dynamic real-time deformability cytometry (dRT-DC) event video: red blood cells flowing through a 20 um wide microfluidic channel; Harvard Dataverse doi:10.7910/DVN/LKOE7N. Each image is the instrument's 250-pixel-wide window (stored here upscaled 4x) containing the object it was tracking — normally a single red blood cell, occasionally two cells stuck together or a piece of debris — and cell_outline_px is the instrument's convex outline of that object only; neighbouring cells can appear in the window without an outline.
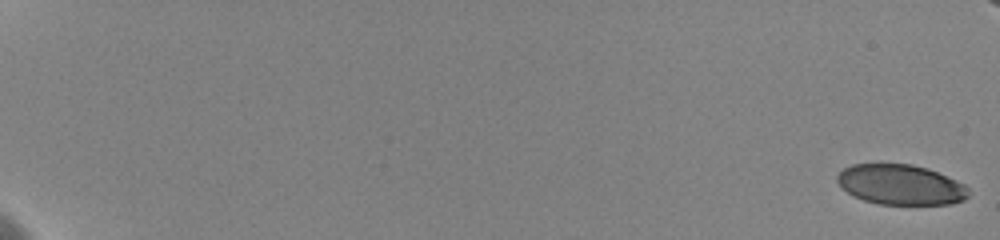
{"species": "human", "species_latin": "Homo sapiens", "temperature_condition": "cold", "stored_images_in_passage": 41, "camera_frame_rate_fps": 3000, "um_per_image_px": 0.085, "donor": {"sex": "female"}, "frame": {"image": 1, "passage_image": 1, "time_ms": 0.0, "image_size_px": [1000, 240], "cell_outline_px": [[968, 196], [964, 200], [952, 204], [880, 204], [864, 200], [852, 196], [836, 180], [836, 176], [844, 168], [852, 164], [880, 160], [912, 164], [928, 168], [956, 180], [964, 184], [968, 188]], "centroid_in_image_um": [76.52, 15.64], "position_along_channel_um": 8.5, "area_um2": 31.56}}
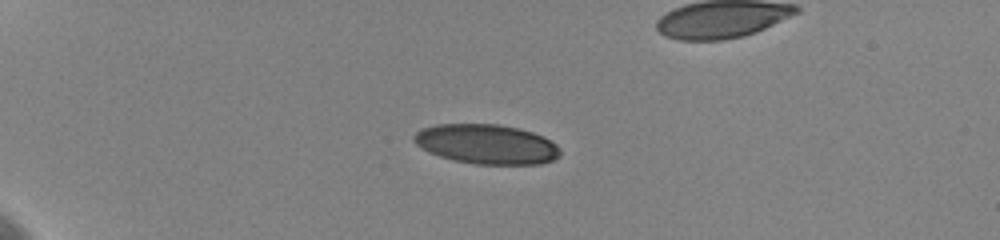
{"frame": {"image": 2, "passage_image": 30, "time_ms": 5.667, "image_size_px": [1000, 240], "cell_outline_px": [[560, 156], [552, 160], [540, 164], [476, 164], [452, 160], [440, 156], [416, 144], [412, 140], [412, 136], [420, 128], [436, 124], [500, 124], [520, 128], [544, 136], [556, 144], [560, 148]], "centroid_in_image_um": [41.37, 12.24], "position_along_channel_um": 43.6, "area_um2": 33.93}}